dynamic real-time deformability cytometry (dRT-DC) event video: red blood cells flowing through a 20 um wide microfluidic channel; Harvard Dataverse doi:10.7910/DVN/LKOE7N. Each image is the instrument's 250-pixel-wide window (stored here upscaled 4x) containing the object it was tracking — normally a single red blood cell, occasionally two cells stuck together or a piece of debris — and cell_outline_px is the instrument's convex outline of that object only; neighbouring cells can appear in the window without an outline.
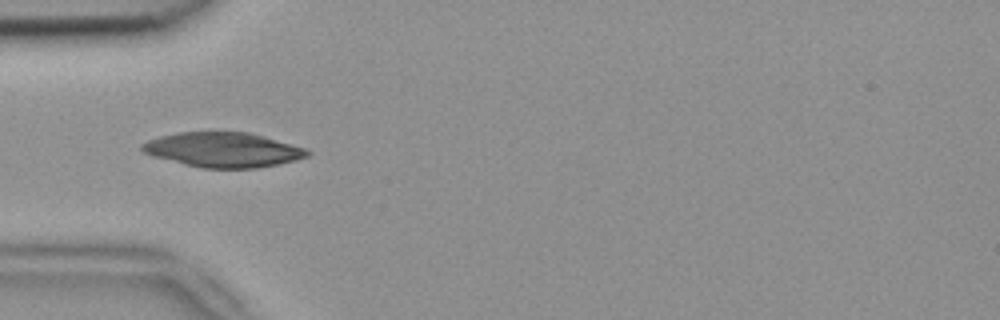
{"species": "common noctule bat (a hibernating species)", "species_latin": "Nyctalus noctula", "temperature_condition": "room temperature", "stored_images_in_passage": 3, "camera_frame_rate_fps": 3000, "um_per_image_px": 0.085, "animal": {"sex": "female", "body_mass_g": 18.4}, "frame": {"image": 1, "passage_image": 1, "time_ms": 0.0, "image_size_px": [1000, 320], "cell_outline_px": [[312, 152], [308, 156], [296, 160], [256, 168], [204, 168], [184, 164], [152, 156], [144, 152], [140, 148], [140, 144], [148, 140], [160, 136], [180, 132], [252, 132], [308, 148]], "centroid_in_image_um": [19.0, 12.72], "position_along_channel_um": 66.0, "area_um2": 33.7}}